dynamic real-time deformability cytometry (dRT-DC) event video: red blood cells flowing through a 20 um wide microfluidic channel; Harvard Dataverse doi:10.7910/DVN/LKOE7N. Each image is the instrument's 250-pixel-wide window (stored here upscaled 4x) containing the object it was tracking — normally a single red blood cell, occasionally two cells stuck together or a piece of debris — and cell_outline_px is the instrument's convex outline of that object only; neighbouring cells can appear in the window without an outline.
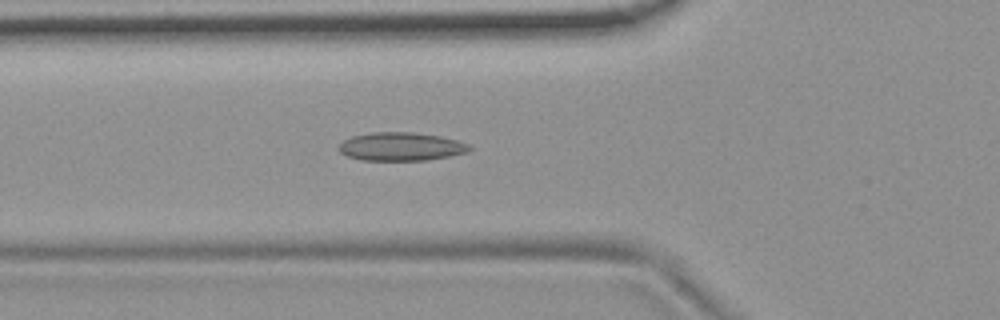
{"species": "common noctule bat (a hibernating species)", "species_latin": "Nyctalus noctula", "temperature_condition": "room temperature", "stored_images_in_passage": 54, "camera_frame_rate_fps": 3000, "um_per_image_px": 0.085, "animal": {"sex": "female", "body_mass_g": 19.9}, "frame": {"image": 1, "passage_image": 19, "time_ms": 6.0, "image_size_px": [1000, 320], "cell_outline_px": [[472, 148], [464, 152], [448, 156], [428, 160], [360, 160], [348, 156], [340, 152], [336, 148], [344, 140], [352, 136], [372, 132], [412, 132], [440, 136], [456, 140], [468, 144]], "centroid_in_image_um": [34.03, 12.45], "position_along_channel_um": 91.8, "area_um2": 21.44}}
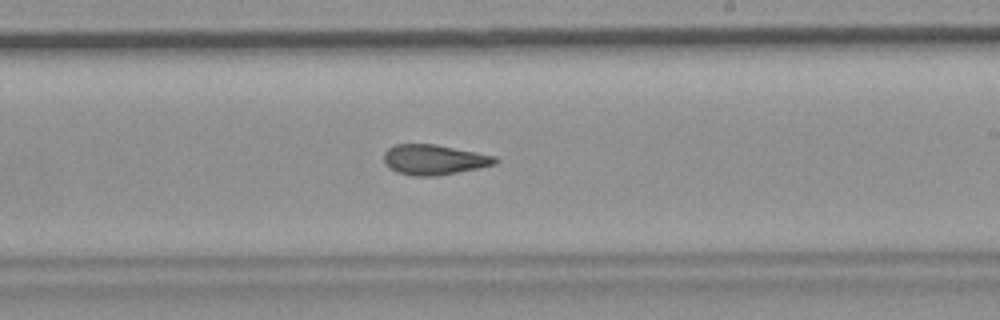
{"frame": {"image": 2, "passage_image": 32, "time_ms": 10.333, "image_size_px": [1000, 320], "cell_outline_px": [[500, 160], [496, 164], [480, 168], [436, 176], [412, 176], [396, 172], [388, 168], [384, 164], [384, 152], [388, 148], [396, 144], [436, 144], [496, 156]], "centroid_in_image_um": [36.89, 13.58], "position_along_channel_um": 252.1, "area_um2": 19.83}}
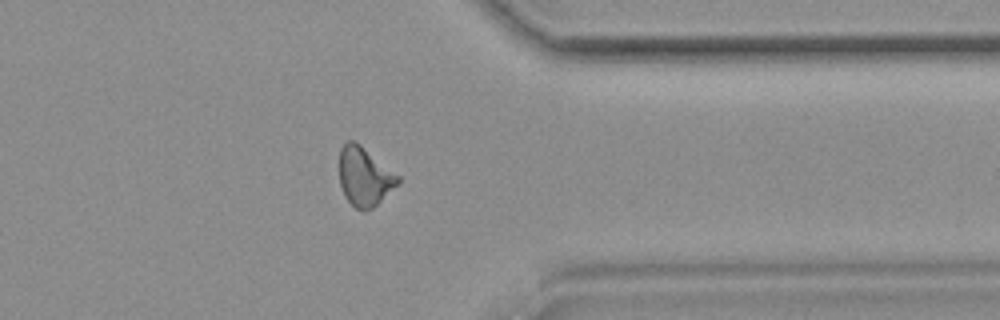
{"frame": {"image": 3, "passage_image": 43, "time_ms": 14.0, "image_size_px": [1000, 320], "cell_outline_px": [[400, 184], [372, 208], [356, 208], [344, 196], [340, 184], [340, 148], [348, 140], [352, 140], [360, 144], [400, 176]], "centroid_in_image_um": [31.0, 14.99], "position_along_channel_um": 380.4, "area_um2": 19.88}, "authors_computed_cell_mechanics": {"area_um2": 20.2878, "velocity_mm_per_s": 3.7006, "shape_relaxation_time_tau1_ms": null, "shape_relaxation_time_tau2_ms": 2.7694, "deformation_change_tau1": null, "deformation_change_tau2": 0.1035}}